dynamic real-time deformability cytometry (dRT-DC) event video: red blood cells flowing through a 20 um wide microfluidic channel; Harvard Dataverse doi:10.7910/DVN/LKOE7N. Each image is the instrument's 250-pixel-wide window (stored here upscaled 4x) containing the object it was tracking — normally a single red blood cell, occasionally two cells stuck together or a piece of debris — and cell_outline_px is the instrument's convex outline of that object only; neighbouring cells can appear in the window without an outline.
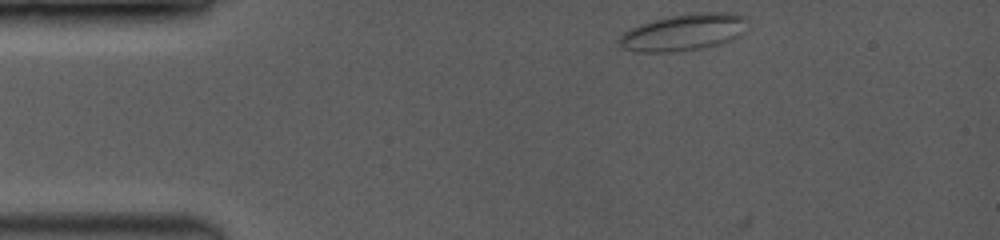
{"species": "common noctule bat (a hibernating species)", "species_latin": "Nyctalus noctula", "temperature_condition": "room temperature", "stored_images_in_passage": 2, "camera_frame_rate_fps": 3500, "um_per_image_px": 0.085, "animal": {"sex": "female", "body_mass_g": 19.0, "forearm_length_mm": 53.3}, "frame": {"image": 1, "passage_image": 1, "time_ms": 0.0, "image_size_px": [1000, 240], "cell_outline_px": [[744, 32], [740, 36], [724, 44], [700, 48], [672, 52], [636, 52], [624, 48], [620, 44], [620, 40], [624, 32], [632, 28], [656, 20], [676, 16], [708, 12], [728, 12], [740, 16]], "centroid_in_image_um": [58.11, 2.79], "position_along_channel_um": 26.9, "area_um2": 26.47}}